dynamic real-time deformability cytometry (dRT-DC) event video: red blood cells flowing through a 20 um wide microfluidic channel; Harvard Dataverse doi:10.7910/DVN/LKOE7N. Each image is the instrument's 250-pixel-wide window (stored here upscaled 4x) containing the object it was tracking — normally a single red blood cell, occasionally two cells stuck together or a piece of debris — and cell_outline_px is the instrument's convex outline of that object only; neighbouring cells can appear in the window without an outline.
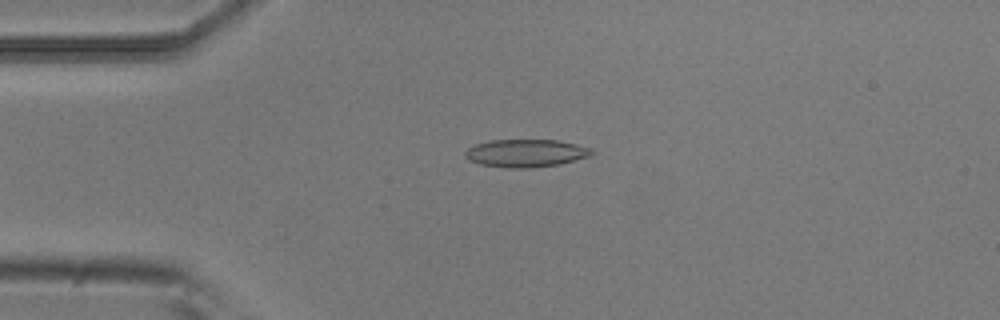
{"species": "common noctule bat (a hibernating species)", "species_latin": "Nyctalus noctula", "temperature_condition": "room temperature", "stored_images_in_passage": 5, "camera_frame_rate_fps": 3000, "um_per_image_px": 0.085, "animal": {"sex": "male", "body_mass_g": 20.5, "forearm_length_mm": 52.5}, "frame": {"image": 1, "passage_image": 3, "time_ms": 0.667, "image_size_px": [1000, 320], "cell_outline_px": [[596, 152], [588, 156], [560, 164], [528, 168], [508, 168], [480, 164], [468, 160], [464, 156], [464, 152], [468, 148], [476, 144], [492, 140], [560, 140], [592, 148]], "centroid_in_image_um": [44.69, 13.01], "position_along_channel_um": 40.3, "area_um2": 20.52}}